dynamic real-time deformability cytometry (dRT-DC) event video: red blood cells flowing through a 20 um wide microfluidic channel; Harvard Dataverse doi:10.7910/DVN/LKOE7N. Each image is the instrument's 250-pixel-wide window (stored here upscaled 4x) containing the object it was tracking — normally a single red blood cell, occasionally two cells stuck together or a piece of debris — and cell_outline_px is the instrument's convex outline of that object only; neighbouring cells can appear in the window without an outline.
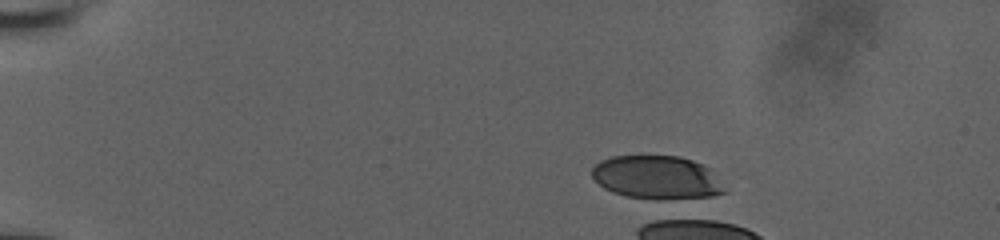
{"species": "human", "species_latin": "Homo sapiens", "temperature_condition": "room temperature", "stored_images_in_passage": 1, "camera_frame_rate_fps": 3000, "um_per_image_px": 0.085, "donor": {"sex": "male"}, "frame": {"image": 1, "passage_image": 1, "time_ms": 0.0, "image_size_px": [1000, 240], "cell_outline_px": [[728, 192], [712, 196], [660, 200], [656, 200], [624, 196], [612, 192], [604, 188], [592, 176], [592, 168], [600, 160], [612, 156], [680, 156], [692, 160], [712, 168]], "centroid_in_image_um": [55.87, 15.09], "position_along_channel_um": 29.1, "area_um2": 33.93}}